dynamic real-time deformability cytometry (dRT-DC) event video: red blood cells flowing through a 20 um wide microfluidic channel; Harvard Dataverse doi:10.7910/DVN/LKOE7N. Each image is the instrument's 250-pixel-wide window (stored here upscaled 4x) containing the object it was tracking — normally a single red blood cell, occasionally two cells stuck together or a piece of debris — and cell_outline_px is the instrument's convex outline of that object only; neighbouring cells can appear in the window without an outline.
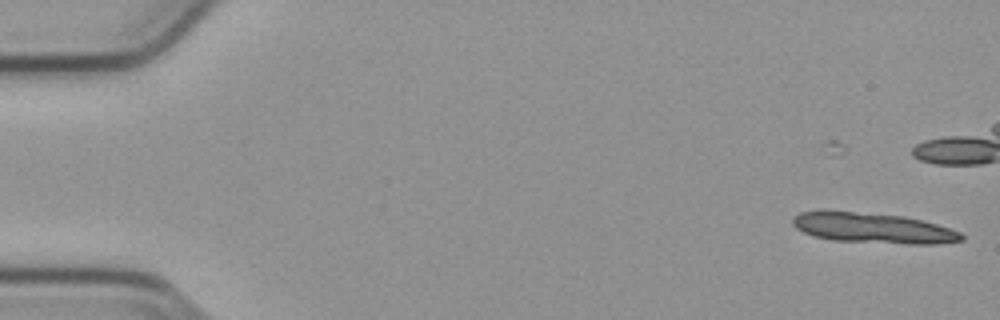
{"species": "common noctule bat (a hibernating species)", "species_latin": "Nyctalus noctula", "temperature_condition": "cold", "stored_images_in_passage": 3, "camera_frame_rate_fps": 3000, "um_per_image_px": 0.085, "animal": {"sex": "male", "body_mass_g": 23.1, "forearm_length_mm": 52.7}, "frame": {"image": 1, "passage_image": 3, "time_ms": 0.667, "image_size_px": [1000, 320], "cell_outline_px": [[964, 240], [940, 244], [908, 244], [832, 240], [812, 236], [796, 228], [792, 224], [792, 216], [800, 212], [852, 212], [904, 216], [936, 224], [960, 232], [964, 236]], "centroid_in_image_um": [74.23, 19.41], "position_along_channel_um": 10.8, "area_um2": 29.42}}